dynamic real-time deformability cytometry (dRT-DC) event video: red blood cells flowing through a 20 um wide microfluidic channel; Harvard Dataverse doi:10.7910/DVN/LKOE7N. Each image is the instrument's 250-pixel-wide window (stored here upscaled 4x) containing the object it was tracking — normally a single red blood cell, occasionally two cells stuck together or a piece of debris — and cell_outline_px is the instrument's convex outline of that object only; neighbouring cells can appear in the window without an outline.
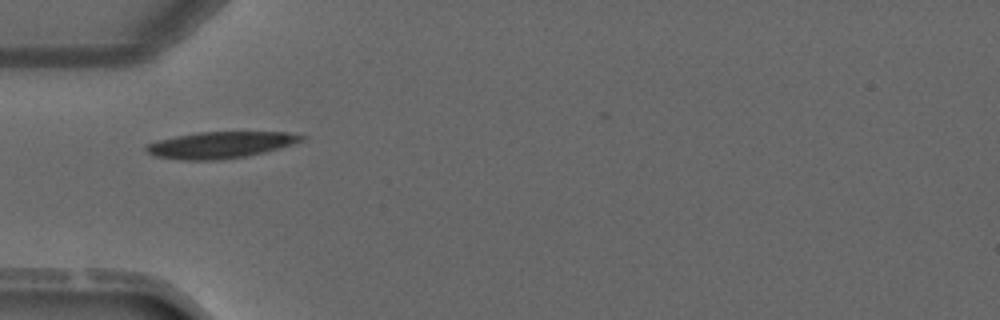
{"species": "common noctule bat (a hibernating species)", "species_latin": "Nyctalus noctula", "temperature_condition": "warm", "stored_images_in_passage": 5, "camera_frame_rate_fps": 3000, "um_per_image_px": 0.085, "animal": {"sex": "male", "forearm_length_mm": 52.5}, "frame": {"image": 1, "passage_image": 4, "time_ms": 3.667, "image_size_px": [1000, 320], "cell_outline_px": [[308, 136], [304, 140], [280, 148], [264, 152], [244, 156], [216, 160], [180, 160], [156, 156], [148, 152], [144, 148], [148, 144], [160, 140], [176, 136], [196, 132], [288, 132]], "centroid_in_image_um": [18.77, 12.31], "position_along_channel_um": 66.2, "area_um2": 23.81}}